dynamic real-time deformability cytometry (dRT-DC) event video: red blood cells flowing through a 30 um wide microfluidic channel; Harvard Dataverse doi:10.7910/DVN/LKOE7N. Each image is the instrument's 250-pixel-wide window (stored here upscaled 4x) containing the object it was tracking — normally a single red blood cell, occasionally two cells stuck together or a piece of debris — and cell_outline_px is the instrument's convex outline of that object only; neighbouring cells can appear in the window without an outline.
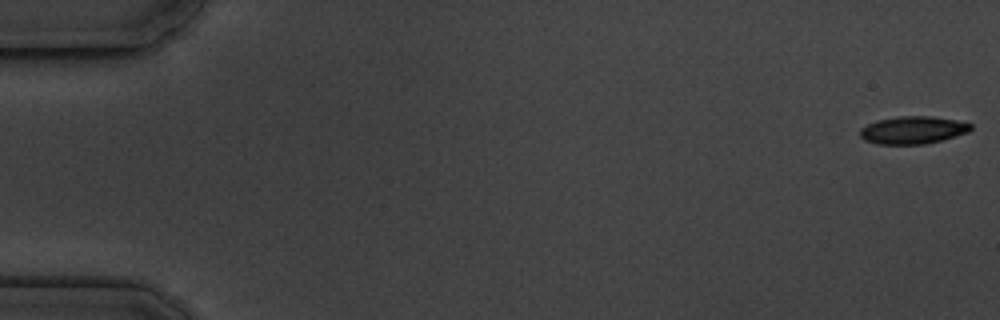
{"species": "common noctule bat (a hibernating species)", "species_latin": "Nyctalus noctula", "temperature_condition": "cold", "stored_images_in_passage": 7, "camera_frame_rate_fps": 3000, "um_per_image_px": 0.085, "animal": {"sex": "male", "body_mass_g": 19.5, "forearm_length_mm": 54.6}, "frame": {"image": 1, "passage_image": 1, "time_ms": 0.0, "image_size_px": [1000, 320], "cell_outline_px": [[972, 128], [968, 132], [940, 140], [924, 144], [876, 144], [864, 140], [860, 136], [860, 128], [876, 120], [900, 116], [932, 116], [956, 120], [972, 124]], "centroid_in_image_um": [77.56, 11.05], "position_along_channel_um": 7.4, "area_um2": 17.74}}
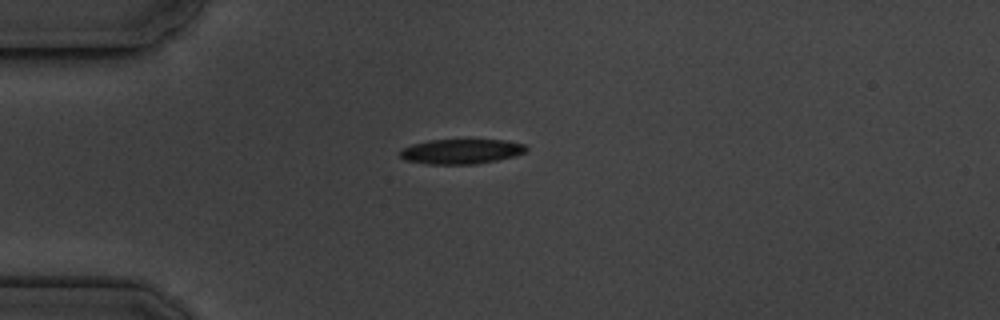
{"frame": {"image": 2, "passage_image": 5, "time_ms": 4.667, "image_size_px": [1000, 320], "cell_outline_px": [[528, 148], [524, 152], [512, 156], [496, 160], [476, 164], [428, 164], [404, 160], [400, 156], [400, 152], [404, 148], [412, 144], [428, 140], [508, 140], [524, 144]], "centroid_in_image_um": [39.19, 12.87], "position_along_channel_um": 45.8, "area_um2": 18.15}}